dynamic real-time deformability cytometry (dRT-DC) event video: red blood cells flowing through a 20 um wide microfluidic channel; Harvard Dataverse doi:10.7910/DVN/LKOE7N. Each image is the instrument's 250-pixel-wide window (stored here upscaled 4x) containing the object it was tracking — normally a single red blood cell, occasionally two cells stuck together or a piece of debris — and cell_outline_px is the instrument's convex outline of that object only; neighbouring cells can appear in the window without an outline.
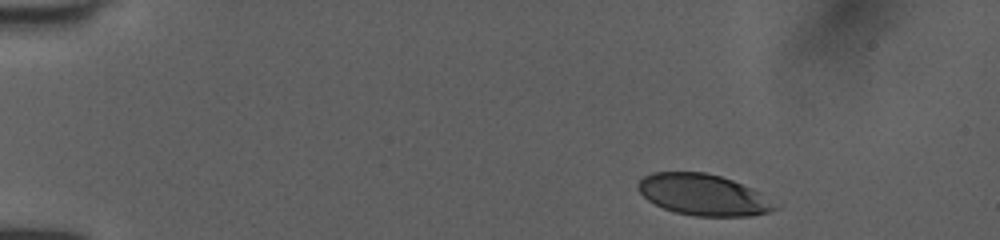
{"species": "human", "species_latin": "Homo sapiens", "temperature_condition": "room temperature", "stored_images_in_passage": 45, "camera_frame_rate_fps": 3000, "um_per_image_px": 0.085, "donor": {"sex": "female"}, "frame": {"image": 1, "passage_image": 1, "time_ms": 0.0, "image_size_px": [1000, 240], "cell_outline_px": [[780, 208], [768, 212], [752, 216], [696, 216], [676, 212], [664, 208], [648, 200], [636, 188], [636, 184], [644, 176], [652, 172], [704, 172], [720, 176], [732, 180], [752, 188], [760, 192], [780, 204]], "centroid_in_image_um": [59.82, 16.56], "position_along_channel_um": 25.2, "area_um2": 33.06}}
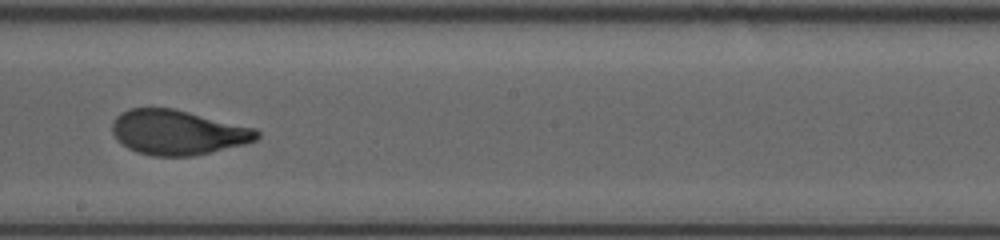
{"frame": {"image": 2, "passage_image": 24, "time_ms": 7.667, "image_size_px": [1000, 240], "cell_outline_px": [[260, 136], [256, 140], [244, 144], [192, 156], [152, 156], [136, 152], [128, 148], [116, 140], [112, 132], [112, 124], [116, 116], [120, 112], [128, 108], [172, 108], [256, 128], [260, 132]], "centroid_in_image_um": [15.08, 11.25], "position_along_channel_um": 233.1, "area_um2": 37.8}}
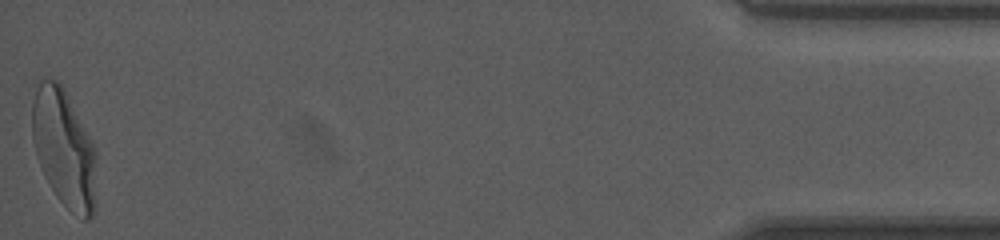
{"frame": {"image": 3, "passage_image": 45, "time_ms": 14.667, "image_size_px": [1000, 240], "cell_outline_px": [[96, 156], [92, 216], [88, 220], [84, 220], [68, 208], [56, 196], [44, 176], [36, 156], [32, 136], [32, 104], [36, 88], [40, 76], [56, 80], [64, 88], [96, 152]], "centroid_in_image_um": [5.39, 12.56], "position_along_channel_um": 429.8, "area_um2": 43.47}, "authors_computed_cell_mechanics": {"area_um2": 38.0324, "velocity_mm_per_s": 4.0034, "shape_relaxation_time_tau1_ms": 4.2, "shape_relaxation_time_tau2_ms": null, "deformation_change_tau1": 0.1813, "deformation_change_tau2": null}}